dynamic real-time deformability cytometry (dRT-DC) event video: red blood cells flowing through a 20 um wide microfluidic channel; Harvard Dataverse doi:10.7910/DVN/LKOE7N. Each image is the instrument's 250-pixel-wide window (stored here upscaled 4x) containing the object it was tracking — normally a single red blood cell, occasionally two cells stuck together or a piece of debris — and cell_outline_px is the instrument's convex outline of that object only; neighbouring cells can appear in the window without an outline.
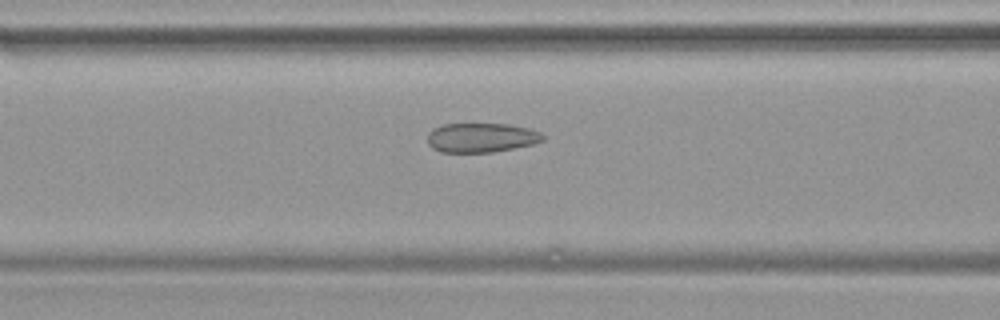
{"species": "common noctule bat (a hibernating species)", "species_latin": "Nyctalus noctula", "temperature_condition": "warm", "stored_images_in_passage": 11, "camera_frame_rate_fps": 3000, "um_per_image_px": 0.085, "animal": {"sex": "female", "body_mass_g": 19.9}, "frame": {"image": 1, "passage_image": 7, "time_ms": 2.0, "image_size_px": [1000, 320], "cell_outline_px": [[544, 140], [532, 144], [492, 152], [440, 152], [432, 148], [428, 144], [428, 132], [432, 128], [444, 124], [508, 124], [528, 128], [540, 132], [544, 136]], "centroid_in_image_um": [40.88, 11.69], "position_along_channel_um": 125.7, "area_um2": 19.71}}
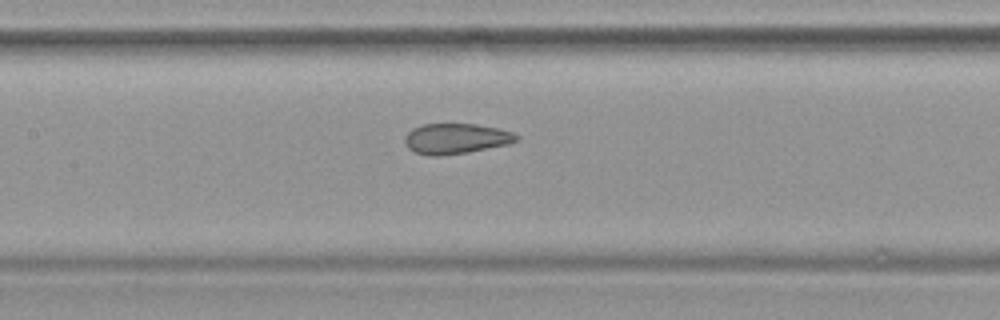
{"frame": {"image": 2, "passage_image": 10, "time_ms": 3.0, "image_size_px": [1000, 320], "cell_outline_px": [[520, 140], [508, 144], [468, 152], [440, 156], [428, 156], [416, 152], [408, 148], [404, 140], [404, 136], [412, 128], [424, 124], [476, 124], [496, 128], [512, 132], [520, 136]], "centroid_in_image_um": [38.75, 11.79], "position_along_channel_um": 168.7, "area_um2": 19.83}}